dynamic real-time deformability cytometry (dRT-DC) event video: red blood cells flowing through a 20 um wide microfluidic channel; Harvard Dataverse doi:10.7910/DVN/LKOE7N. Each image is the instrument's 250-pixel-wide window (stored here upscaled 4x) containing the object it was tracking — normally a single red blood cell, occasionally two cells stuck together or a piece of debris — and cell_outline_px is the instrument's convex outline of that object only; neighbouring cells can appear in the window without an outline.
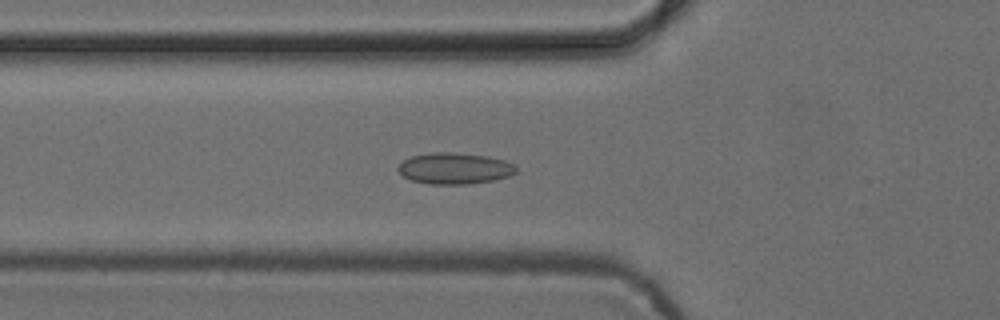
{"species": "common noctule bat (a hibernating species)", "species_latin": "Nyctalus noctula", "temperature_condition": "cold", "stored_images_in_passage": 37, "camera_frame_rate_fps": 3000, "um_per_image_px": 0.085, "animal": {"sex": "female", "body_mass_g": 24.6, "forearm_length_mm": 56.2}, "frame": {"image": 1, "passage_image": 3, "time_ms": 0.667, "image_size_px": [1000, 320], "cell_outline_px": [[516, 172], [508, 176], [492, 180], [468, 184], [428, 184], [412, 180], [404, 176], [396, 168], [404, 160], [412, 156], [432, 152], [448, 152], [488, 156], [504, 160], [516, 164]], "centroid_in_image_um": [38.65, 14.31], "position_along_channel_um": 87.2, "area_um2": 21.39}}
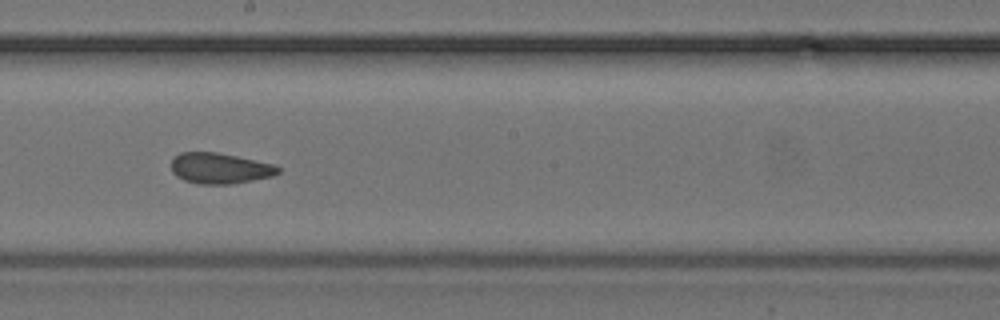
{"frame": {"image": 2, "passage_image": 14, "time_ms": 4.333, "image_size_px": [1000, 320], "cell_outline_px": [[280, 172], [272, 176], [232, 184], [196, 184], [184, 180], [176, 176], [172, 172], [172, 160], [180, 152], [216, 152], [236, 156], [272, 164], [280, 168]], "centroid_in_image_um": [18.66, 14.31], "position_along_channel_um": 229.5, "area_um2": 19.02}}
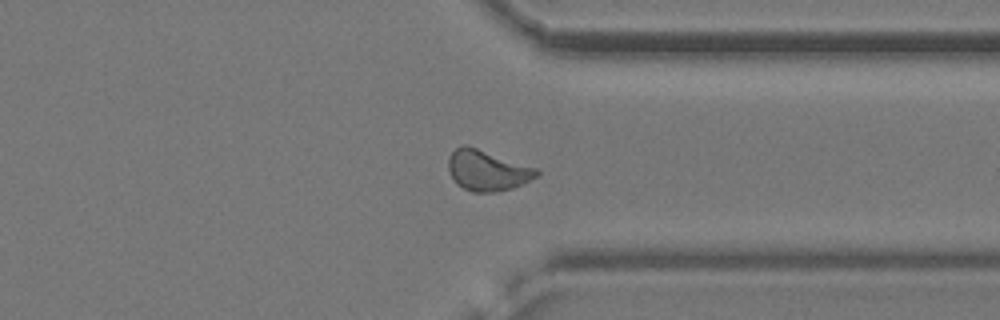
{"frame": {"image": 3, "passage_image": 25, "time_ms": 8.0, "image_size_px": [1000, 320], "cell_outline_px": [[540, 172], [536, 176], [524, 184], [512, 188], [496, 192], [472, 192], [456, 184], [448, 168], [448, 156], [456, 148], [464, 144], [536, 168]], "centroid_in_image_um": [41.4, 14.5], "position_along_channel_um": 370.0, "area_um2": 20.63}, "authors_computed_cell_mechanics": {"area_um2": 19.8254, "velocity_mm_per_s": 3.8625, "shape_relaxation_time_tau1_ms": null, "shape_relaxation_time_tau2_ms": 2.0385, "deformation_change_tau1": null, "deformation_change_tau2": 0.0827}}